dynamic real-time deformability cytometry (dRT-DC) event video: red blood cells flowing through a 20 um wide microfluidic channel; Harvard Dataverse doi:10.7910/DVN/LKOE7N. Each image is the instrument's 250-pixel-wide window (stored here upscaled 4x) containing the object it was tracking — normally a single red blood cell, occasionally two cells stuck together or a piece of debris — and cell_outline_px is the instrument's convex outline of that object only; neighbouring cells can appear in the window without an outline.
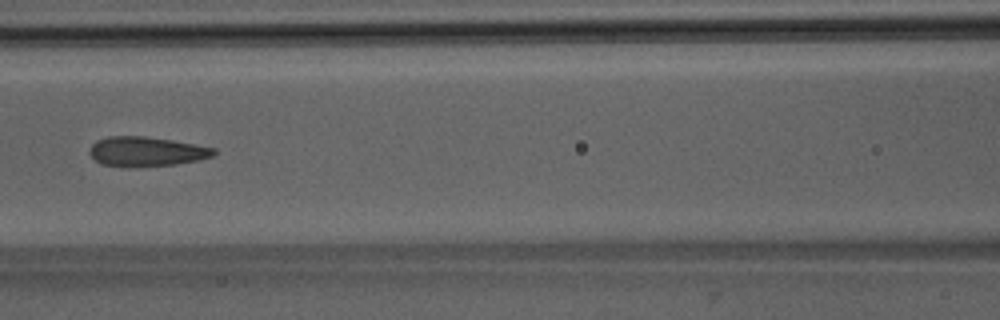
{"species": "Egyptian fruit bat (a non-hibernating species)", "species_latin": "Rousettus aegyptiacus", "temperature_condition": "room temperature", "stored_images_in_passage": 8, "camera_frame_rate_fps": 3000, "um_per_image_px": 0.085, "animal": {"sex": "male"}, "frame": {"image": 1, "passage_image": 7, "time_ms": 7.0, "image_size_px": [1000, 320], "cell_outline_px": [[216, 152], [212, 156], [200, 160], [176, 164], [104, 164], [96, 160], [88, 152], [92, 144], [96, 140], [108, 136], [144, 136], [172, 140], [216, 148]], "centroid_in_image_um": [12.48, 12.82], "position_along_channel_um": 154.1, "area_um2": 20.52}}